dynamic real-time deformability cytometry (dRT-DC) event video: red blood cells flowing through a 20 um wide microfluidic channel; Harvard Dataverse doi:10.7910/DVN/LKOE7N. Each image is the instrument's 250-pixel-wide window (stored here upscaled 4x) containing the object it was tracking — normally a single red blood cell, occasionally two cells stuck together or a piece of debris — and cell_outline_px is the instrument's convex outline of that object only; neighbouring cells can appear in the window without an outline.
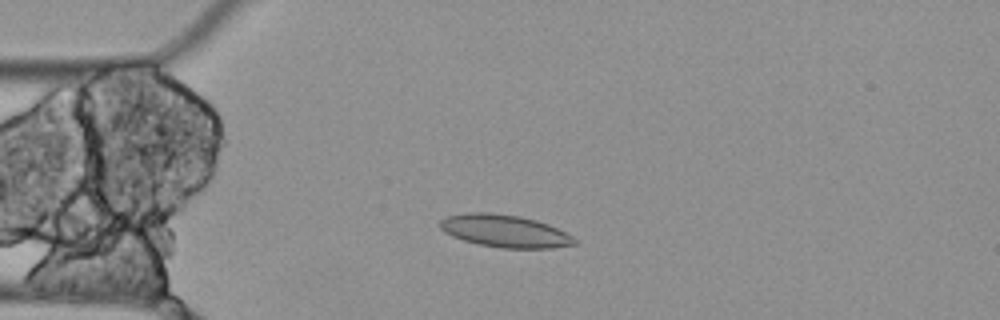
{"species": "Egyptian fruit bat (a non-hibernating species)", "species_latin": "Rousettus aegyptiacus", "temperature_condition": "cold", "stored_images_in_passage": 5, "camera_frame_rate_fps": 3000, "um_per_image_px": 0.085, "animal": {"sex": "female"}, "frame": {"image": 1, "passage_image": 4, "time_ms": 1.0, "image_size_px": [1000, 320], "cell_outline_px": [[576, 244], [552, 248], [500, 248], [480, 244], [464, 240], [452, 236], [444, 232], [440, 228], [440, 220], [448, 216], [468, 212], [492, 212], [520, 216], [536, 220], [548, 224], [572, 236], [576, 240]], "centroid_in_image_um": [42.89, 19.63], "position_along_channel_um": 42.1, "area_um2": 25.37}}